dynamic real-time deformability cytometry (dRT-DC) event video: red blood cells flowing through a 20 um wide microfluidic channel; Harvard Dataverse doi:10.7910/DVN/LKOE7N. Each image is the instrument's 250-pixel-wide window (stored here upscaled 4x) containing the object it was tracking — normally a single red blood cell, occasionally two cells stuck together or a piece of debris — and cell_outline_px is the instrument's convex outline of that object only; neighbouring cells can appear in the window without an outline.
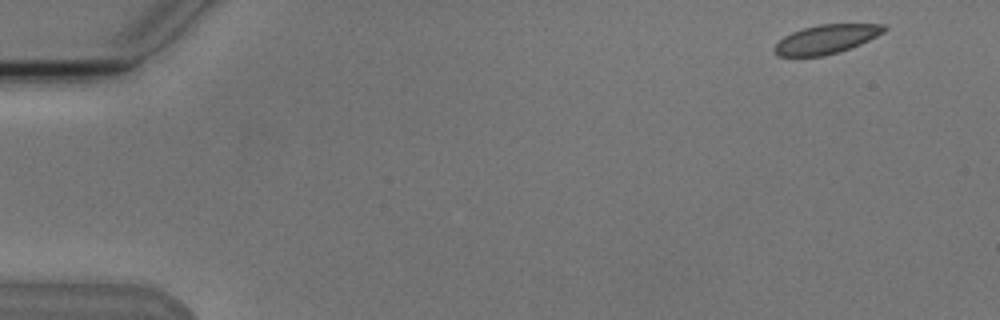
{"species": "Egyptian fruit bat (a non-hibernating species)", "species_latin": "Rousettus aegyptiacus", "temperature_condition": "cold", "stored_images_in_passage": 5, "camera_frame_rate_fps": 3000, "um_per_image_px": 0.085, "animal": {"sex": "male"}, "frame": {"image": 1, "passage_image": 1, "time_ms": 0.0, "image_size_px": [1000, 320], "cell_outline_px": [[888, 28], [884, 32], [860, 44], [840, 52], [824, 56], [776, 56], [772, 48], [784, 36], [792, 32], [804, 28], [820, 24], [884, 24]], "centroid_in_image_um": [70.22, 3.34], "position_along_channel_um": 14.8, "area_um2": 18.5}}
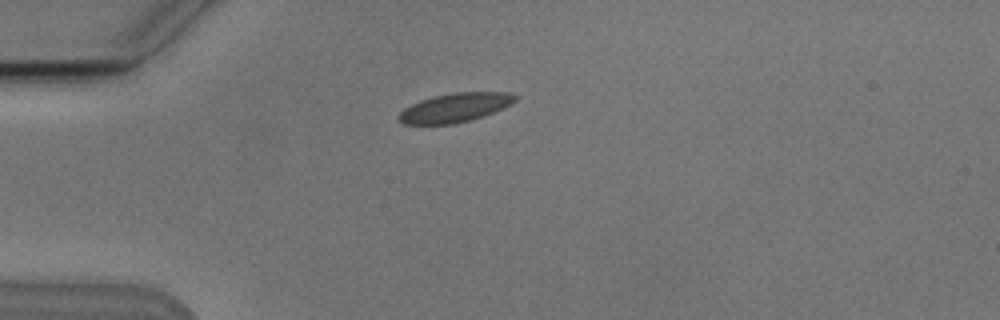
{"frame": {"image": 2, "passage_image": 4, "time_ms": 3.667, "image_size_px": [1000, 320], "cell_outline_px": [[516, 100], [512, 104], [504, 108], [468, 120], [452, 124], [404, 124], [396, 116], [404, 108], [420, 100], [432, 96], [456, 92], [508, 92], [516, 96]], "centroid_in_image_um": [38.65, 9.14], "position_along_channel_um": 46.3, "area_um2": 19.48}}